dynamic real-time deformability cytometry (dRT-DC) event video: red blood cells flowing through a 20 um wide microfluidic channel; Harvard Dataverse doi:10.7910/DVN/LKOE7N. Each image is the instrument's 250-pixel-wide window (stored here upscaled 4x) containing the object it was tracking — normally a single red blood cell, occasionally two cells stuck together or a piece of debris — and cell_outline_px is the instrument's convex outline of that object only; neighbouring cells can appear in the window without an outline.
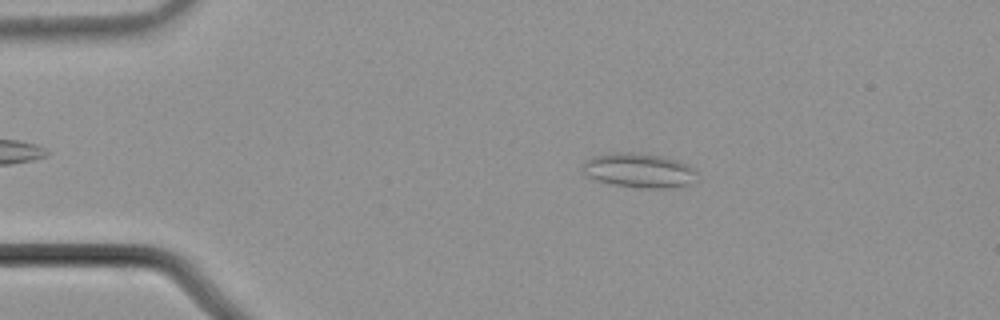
{"species": "common noctule bat (a hibernating species)", "species_latin": "Nyctalus noctula", "temperature_condition": "cold", "stored_images_in_passage": 47, "camera_frame_rate_fps": 3000, "um_per_image_px": 0.085, "animal": {"sex": "male", "body_mass_g": 21.5, "forearm_length_mm": 52.0}, "frame": {"image": 1, "passage_image": 11, "time_ms": 3.333, "image_size_px": [1000, 320], "cell_outline_px": [[696, 180], [680, 188], [644, 188], [612, 184], [596, 180], [588, 176], [580, 168], [584, 160], [592, 156], [612, 152], [640, 152], [680, 160], [688, 164], [696, 172]], "centroid_in_image_um": [54.31, 14.47], "position_along_channel_um": 30.7, "area_um2": 23.41}}
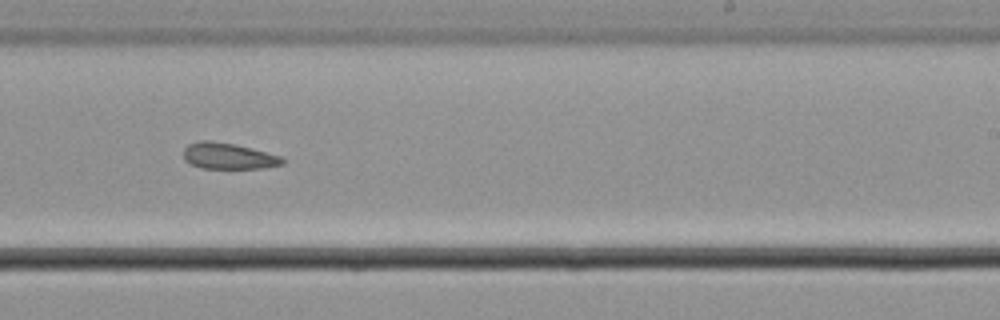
{"frame": {"image": 2, "passage_image": 35, "time_ms": 11.333, "image_size_px": [1000, 320], "cell_outline_px": [[284, 164], [264, 168], [200, 168], [184, 160], [184, 148], [188, 144], [200, 140], [208, 140], [232, 144], [252, 148], [280, 156], [284, 160]], "centroid_in_image_um": [19.4, 13.26], "position_along_channel_um": 269.6, "area_um2": 14.97}}
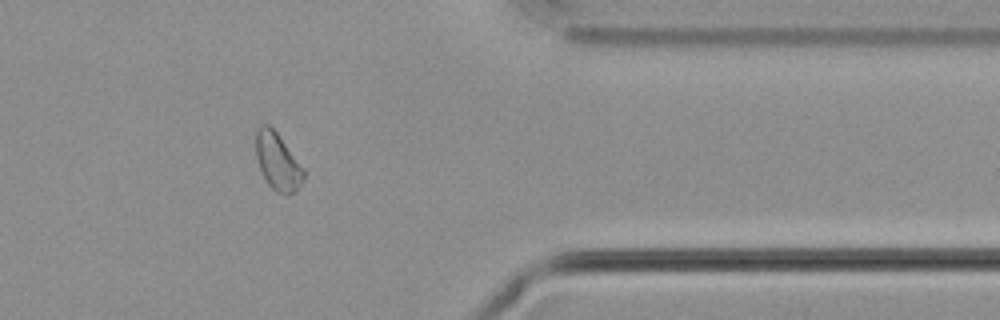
{"frame": {"image": 3, "passage_image": 46, "time_ms": 15.0, "image_size_px": [1000, 320], "cell_outline_px": [[304, 180], [288, 196], [276, 192], [268, 184], [260, 172], [256, 156], [256, 128], [260, 124], [268, 124], [276, 132], [304, 168]], "centroid_in_image_um": [23.57, 13.73], "position_along_channel_um": 387.8, "area_um2": 15.9}}